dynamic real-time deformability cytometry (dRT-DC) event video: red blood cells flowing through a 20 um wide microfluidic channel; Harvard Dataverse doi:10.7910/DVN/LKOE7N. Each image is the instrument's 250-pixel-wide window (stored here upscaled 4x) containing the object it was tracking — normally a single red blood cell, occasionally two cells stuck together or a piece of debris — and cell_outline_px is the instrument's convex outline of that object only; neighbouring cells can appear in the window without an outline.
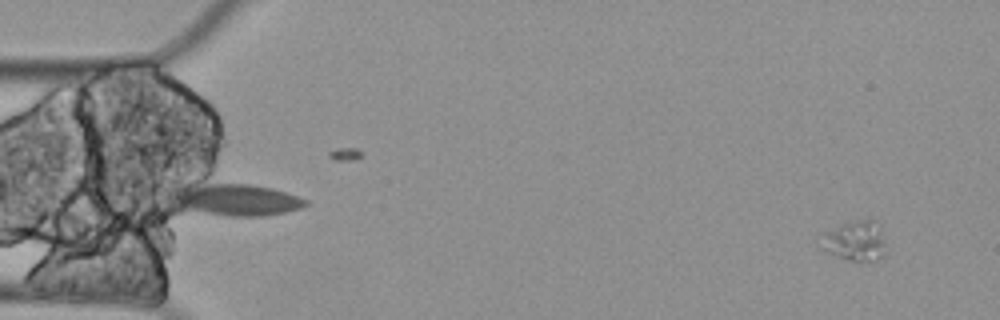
{"species": "Egyptian fruit bat (a non-hibernating species)", "species_latin": "Rousettus aegyptiacus", "temperature_condition": "cold", "stored_images_in_passage": 5, "camera_frame_rate_fps": 3000, "um_per_image_px": 0.085, "animal": {"sex": "female"}, "frame": {"image": 1, "passage_image": 2, "time_ms": 0.333, "image_size_px": [1000, 320], "cell_outline_px": [[888, 252], [884, 256], [872, 260], [848, 260], [832, 256], [820, 248], [824, 232], [844, 224], [864, 220], [868, 220], [880, 224]], "centroid_in_image_um": [72.72, 20.51], "position_along_channel_um": 12.3, "area_um2": 15.14}}
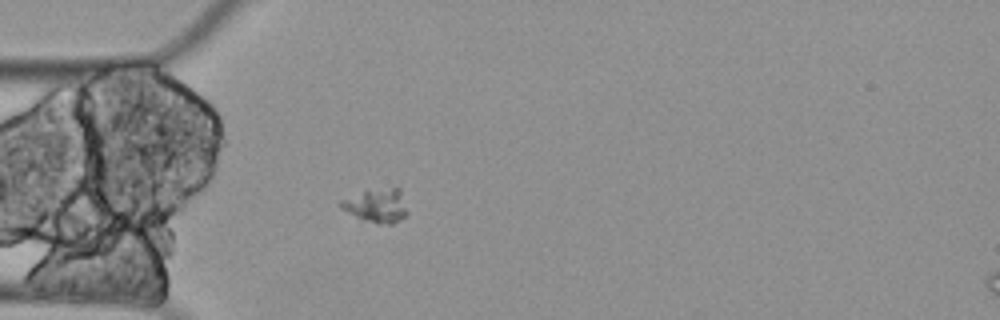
{"frame": {"image": 2, "passage_image": 5, "time_ms": 1.333, "image_size_px": [1000, 320], "cell_outline_px": [[408, 212], [404, 216], [392, 224], [376, 224], [364, 220], [340, 208], [340, 200], [364, 192], [396, 184], [400, 188]], "centroid_in_image_um": [32.07, 17.45], "position_along_channel_um": 52.9, "area_um2": 13.12}}